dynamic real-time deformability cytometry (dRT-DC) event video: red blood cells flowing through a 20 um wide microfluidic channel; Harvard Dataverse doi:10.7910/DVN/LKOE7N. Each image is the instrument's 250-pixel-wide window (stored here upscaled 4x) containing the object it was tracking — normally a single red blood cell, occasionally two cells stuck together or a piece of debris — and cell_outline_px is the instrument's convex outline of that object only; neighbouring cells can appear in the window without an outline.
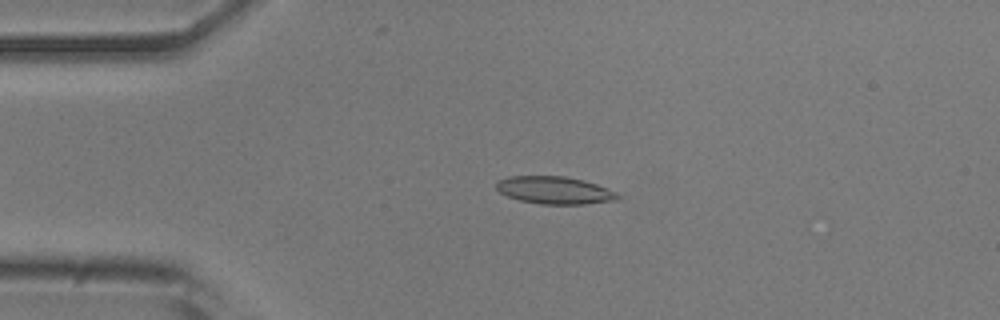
{"species": "common noctule bat (a hibernating species)", "species_latin": "Nyctalus noctula", "temperature_condition": "room temperature", "stored_images_in_passage": 51, "camera_frame_rate_fps": 3000, "um_per_image_px": 0.085, "animal": {"sex": "male", "body_mass_g": 20.5, "forearm_length_mm": 52.5}, "frame": {"image": 1, "passage_image": 11, "time_ms": 3.333, "image_size_px": [1000, 320], "cell_outline_px": [[620, 196], [616, 200], [584, 204], [540, 204], [520, 200], [508, 196], [500, 192], [496, 188], [496, 184], [500, 180], [508, 176], [564, 176], [584, 180], [608, 188], [616, 192]], "centroid_in_image_um": [47.15, 16.17], "position_along_channel_um": 37.8, "area_um2": 19.36}}
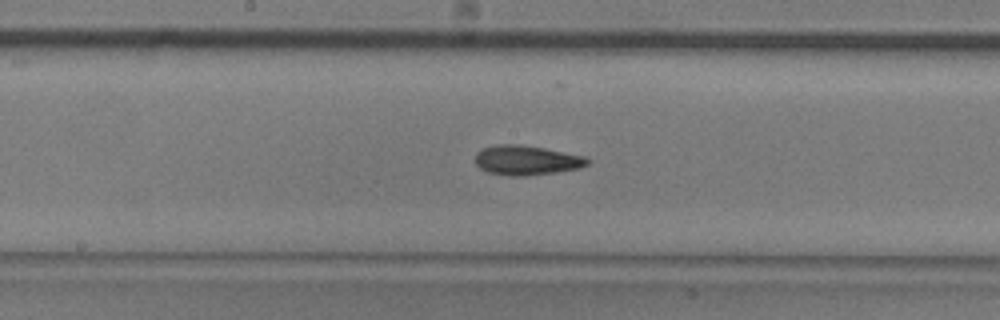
{"frame": {"image": 2, "passage_image": 26, "time_ms": 8.333, "image_size_px": [1000, 320], "cell_outline_px": [[592, 160], [588, 164], [580, 168], [524, 176], [512, 176], [488, 172], [480, 168], [476, 164], [476, 152], [484, 148], [496, 144], [520, 144], [544, 148], [584, 156]], "centroid_in_image_um": [44.75, 13.61], "position_along_channel_um": 203.4, "area_um2": 19.25}}
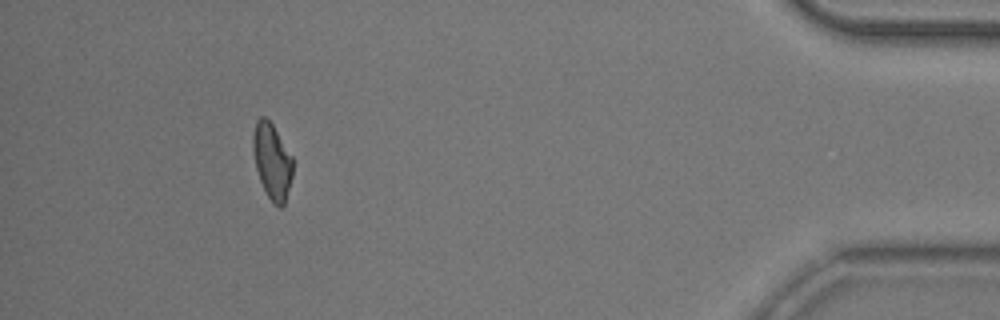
{"frame": {"image": 3, "passage_image": 47, "time_ms": 15.333, "image_size_px": [1000, 320], "cell_outline_px": [[292, 176], [284, 204], [280, 208], [272, 204], [260, 180], [256, 168], [252, 152], [252, 136], [256, 120], [260, 116], [264, 116], [272, 124], [292, 156]], "centroid_in_image_um": [23.1, 13.69], "position_along_channel_um": 412.1, "area_um2": 17.51}, "authors_computed_cell_mechanics": {"area_um2": 18.6694, "velocity_mm_per_s": 3.8734, "shape_relaxation_time_tau1_ms": 6.9867, "shape_relaxation_time_tau2_ms": 4.3534, "deformation_change_tau1": 0.1782, "deformation_change_tau2": 0.1367}}